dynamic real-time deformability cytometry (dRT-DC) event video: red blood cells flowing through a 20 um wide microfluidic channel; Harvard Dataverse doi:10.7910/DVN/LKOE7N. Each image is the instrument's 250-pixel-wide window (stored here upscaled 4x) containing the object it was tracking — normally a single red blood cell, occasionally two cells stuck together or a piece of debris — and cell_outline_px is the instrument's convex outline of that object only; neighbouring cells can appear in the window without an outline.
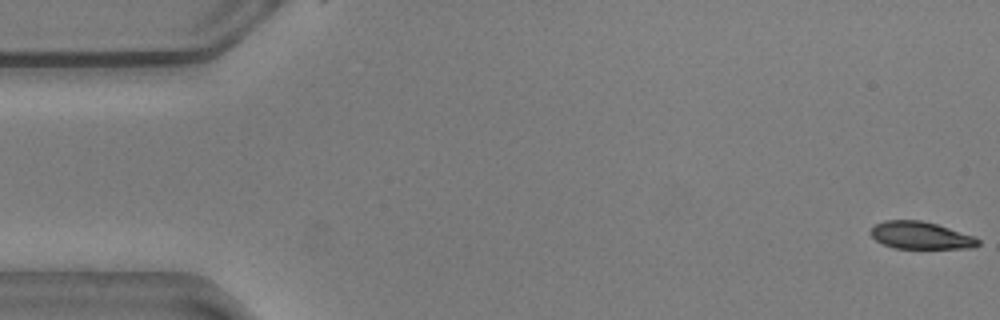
{"species": "common noctule bat (a hibernating species)", "species_latin": "Nyctalus noctula", "temperature_condition": "warm", "stored_images_in_passage": 56, "camera_frame_rate_fps": 3000, "um_per_image_px": 0.085, "animal": {"sex": "male", "body_mass_g": 20.5, "forearm_length_mm": 52.5}, "frame": {"image": 1, "passage_image": 1, "time_ms": 0.0, "image_size_px": [1000, 320], "cell_outline_px": [[980, 244], [972, 248], [896, 248], [884, 244], [876, 240], [872, 236], [872, 228], [876, 224], [884, 220], [920, 220], [936, 224], [976, 236], [980, 240]], "centroid_in_image_um": [78.31, 20.01], "position_along_channel_um": 6.7, "area_um2": 16.99}}
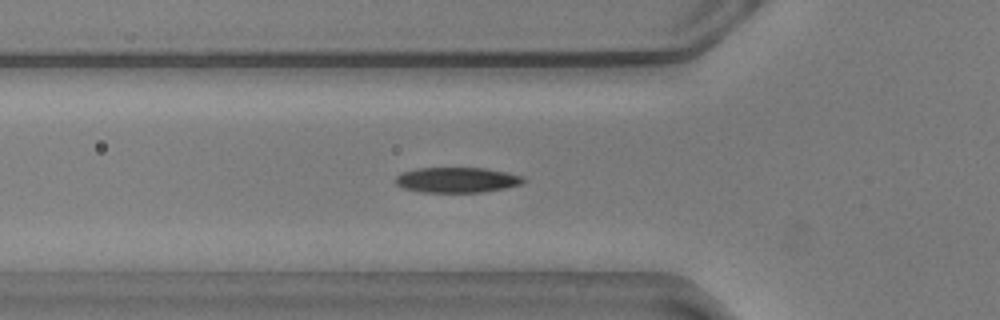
{"frame": {"image": 2, "passage_image": 19, "time_ms": 6.0, "image_size_px": [1000, 320], "cell_outline_px": [[528, 180], [524, 184], [484, 192], [420, 192], [404, 188], [396, 184], [396, 176], [400, 172], [416, 168], [484, 168], [508, 172], [524, 176]], "centroid_in_image_um": [38.89, 15.29], "position_along_channel_um": 86.9, "area_um2": 19.13}}
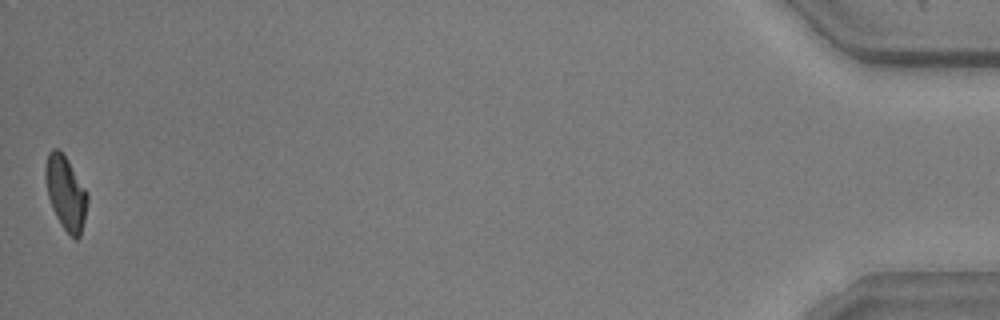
{"frame": {"image": 3, "passage_image": 56, "time_ms": 18.333, "image_size_px": [1000, 320], "cell_outline_px": [[88, 204], [80, 236], [76, 240], [60, 224], [52, 208], [48, 196], [44, 176], [44, 168], [48, 152], [52, 148], [56, 148], [68, 160], [88, 192]], "centroid_in_image_um": [5.58, 16.38], "position_along_channel_um": 429.6, "area_um2": 18.09}, "authors_computed_cell_mechanics": {"area_um2": 18.9584, "velocity_mm_per_s": 3.5892, "shape_relaxation_time_tau1_ms": 3.8903, "shape_relaxation_time_tau2_ms": 3.2888, "deformation_change_tau1": 0.1651, "deformation_change_tau2": 0.0854}}